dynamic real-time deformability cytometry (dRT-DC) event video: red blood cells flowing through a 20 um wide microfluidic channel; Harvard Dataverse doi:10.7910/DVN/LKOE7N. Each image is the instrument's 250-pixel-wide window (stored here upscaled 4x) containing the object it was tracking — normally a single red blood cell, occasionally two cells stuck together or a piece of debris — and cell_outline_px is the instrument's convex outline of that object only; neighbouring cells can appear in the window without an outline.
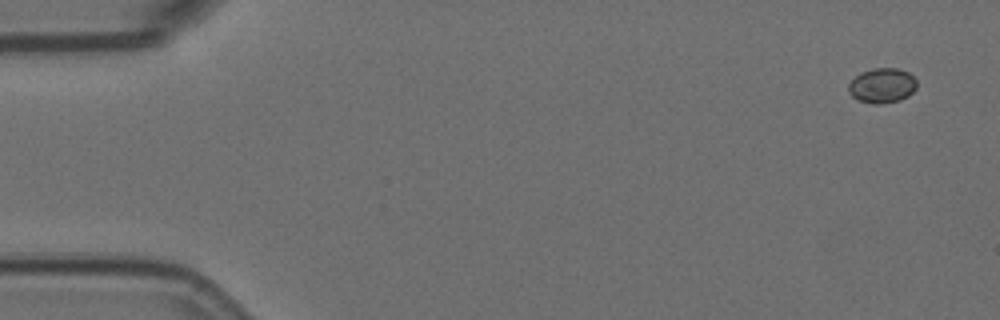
{"species": "Egyptian fruit bat (a non-hibernating species)", "species_latin": "Rousettus aegyptiacus", "temperature_condition": "room temperature", "stored_images_in_passage": 3, "camera_frame_rate_fps": 3000, "um_per_image_px": 0.085, "animal": {"sex": "female"}, "frame": {"image": 1, "passage_image": 1, "time_ms": 0.0, "image_size_px": [1000, 320], "cell_outline_px": [[916, 88], [908, 96], [900, 100], [880, 104], [872, 104], [856, 100], [848, 92], [848, 84], [860, 72], [872, 68], [896, 68], [908, 72], [916, 80]], "centroid_in_image_um": [74.95, 7.28], "position_along_channel_um": 10.0, "area_um2": 13.99}}